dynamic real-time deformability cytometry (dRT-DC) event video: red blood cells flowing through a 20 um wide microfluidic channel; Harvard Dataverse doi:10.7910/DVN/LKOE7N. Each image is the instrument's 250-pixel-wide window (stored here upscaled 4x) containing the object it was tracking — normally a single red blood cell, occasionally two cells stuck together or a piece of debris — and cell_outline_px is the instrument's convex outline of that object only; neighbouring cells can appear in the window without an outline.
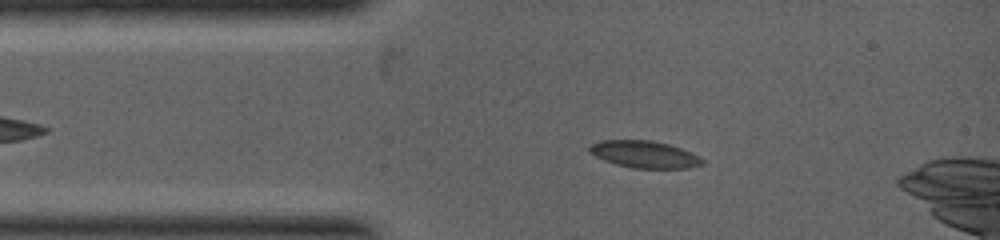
{"species": "common noctule bat (a hibernating species)", "species_latin": "Nyctalus noctula", "temperature_condition": "warm", "stored_images_in_passage": 6, "segment_of_instrument_passage": [1, 2], "camera_frame_rate_fps": 5000, "um_per_image_px": 0.085, "animal": {"sex": "female", "body_mass_g": 19.0, "forearm_length_mm": 53.3}, "frame": {"image": 1, "passage_image": 4, "time_ms": 0.8, "image_size_px": [1000, 240], "cell_outline_px": [[704, 164], [688, 168], [632, 168], [616, 164], [604, 160], [588, 152], [588, 148], [592, 144], [600, 140], [652, 140], [668, 144], [680, 148], [704, 160]], "centroid_in_image_um": [54.74, 13.12], "position_along_channel_um": 30.3, "area_um2": 17.63}}